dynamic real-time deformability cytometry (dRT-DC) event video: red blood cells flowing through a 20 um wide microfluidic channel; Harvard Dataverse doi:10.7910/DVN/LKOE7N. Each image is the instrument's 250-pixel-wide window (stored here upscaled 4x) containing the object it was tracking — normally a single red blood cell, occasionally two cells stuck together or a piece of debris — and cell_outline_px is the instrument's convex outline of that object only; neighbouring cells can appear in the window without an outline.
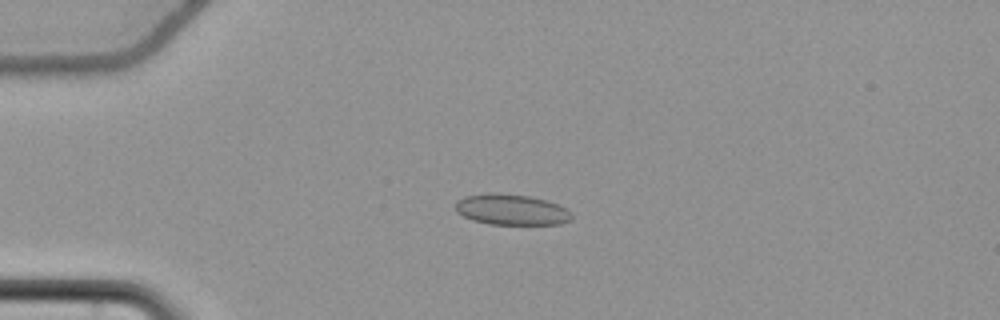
{"species": "common noctule bat (a hibernating species)", "species_latin": "Nyctalus noctula", "temperature_condition": "cold", "stored_images_in_passage": 52, "camera_frame_rate_fps": 3000, "um_per_image_px": 0.085, "animal": {"sex": "female", "body_mass_g": 22.7, "forearm_length_mm": 54.2}, "frame": {"image": 1, "passage_image": 10, "time_ms": 3.0, "image_size_px": [1000, 320], "cell_outline_px": [[572, 220], [560, 224], [488, 224], [472, 220], [456, 212], [456, 200], [464, 196], [488, 192], [496, 192], [532, 196], [548, 200], [568, 208], [572, 212]], "centroid_in_image_um": [43.49, 17.8], "position_along_channel_um": 41.5, "area_um2": 21.33}}
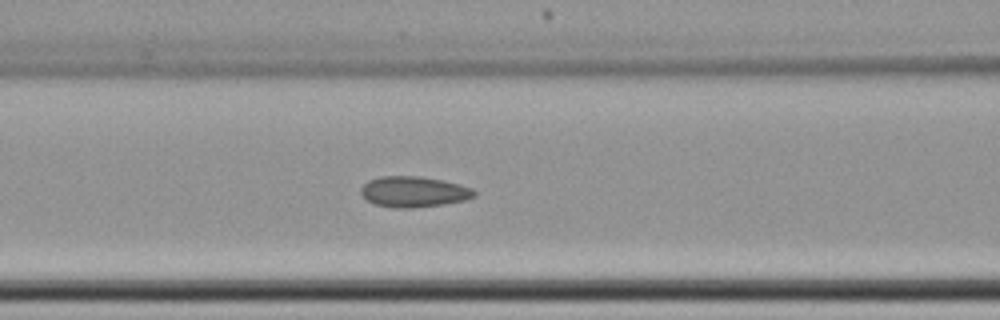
{"frame": {"image": 2, "passage_image": 20, "time_ms": 6.333, "image_size_px": [1000, 320], "cell_outline_px": [[476, 196], [464, 200], [444, 204], [408, 208], [396, 208], [376, 204], [368, 200], [360, 192], [360, 188], [368, 180], [380, 176], [420, 176], [444, 180], [460, 184], [472, 188], [476, 192]], "centroid_in_image_um": [35.18, 16.28], "position_along_channel_um": 131.4, "area_um2": 20.29}}
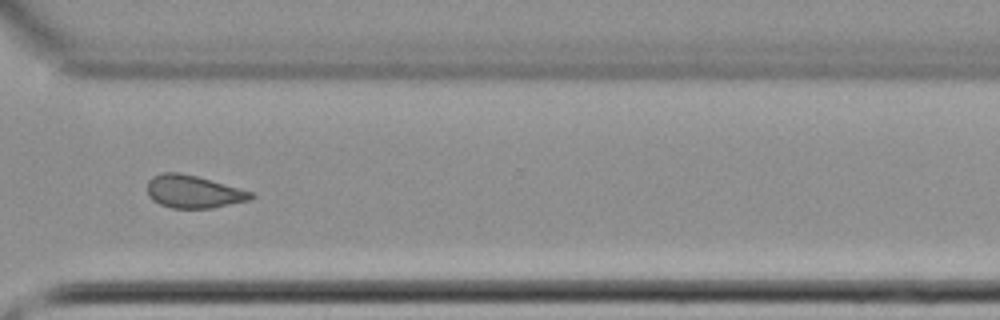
{"frame": {"image": 3, "passage_image": 38, "time_ms": 12.333, "image_size_px": [1000, 320], "cell_outline_px": [[256, 196], [252, 200], [212, 208], [172, 208], [160, 204], [152, 200], [148, 196], [148, 180], [152, 176], [160, 172], [180, 172], [196, 176], [252, 192]], "centroid_in_image_um": [16.43, 16.29], "position_along_channel_um": 354.2, "area_um2": 19.83}, "authors_computed_cell_mechanics": {"area_um2": 19.941, "velocity_mm_per_s": 3.7047, "shape_relaxation_time_tau1_ms": 8.8339, "shape_relaxation_time_tau2_ms": 4.0822, "deformation_change_tau1": 0.0961, "deformation_change_tau2": 0.0969}}